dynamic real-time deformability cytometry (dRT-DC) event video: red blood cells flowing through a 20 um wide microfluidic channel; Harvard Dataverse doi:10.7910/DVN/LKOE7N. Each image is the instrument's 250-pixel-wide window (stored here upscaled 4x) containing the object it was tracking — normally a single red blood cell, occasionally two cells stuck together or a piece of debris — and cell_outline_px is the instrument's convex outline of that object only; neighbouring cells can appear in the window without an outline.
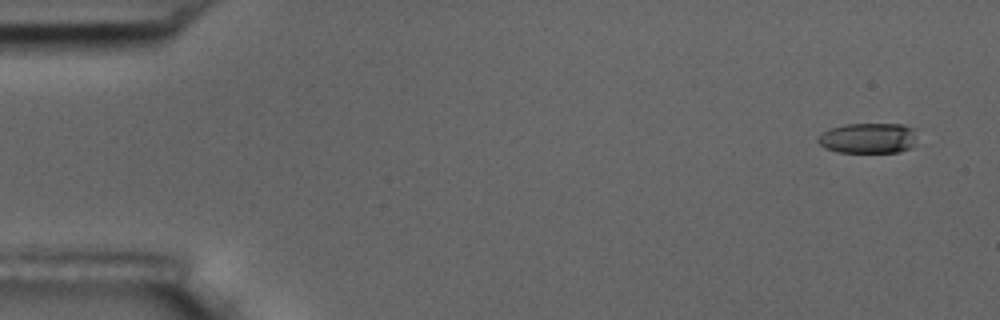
{"species": "common noctule bat (a hibernating species)", "species_latin": "Nyctalus noctula", "temperature_condition": "room temperature", "stored_images_in_passage": 5, "camera_frame_rate_fps": 3000, "um_per_image_px": 0.085, "animal": {"sex": "male", "body_mass_g": 17.5, "forearm_length_mm": 52.3}, "frame": {"image": 1, "passage_image": 1, "time_ms": 0.0, "image_size_px": [1000, 320], "cell_outline_px": [[916, 128], [912, 148], [900, 152], [836, 152], [824, 148], [816, 140], [828, 128], [844, 124], [904, 124]], "centroid_in_image_um": [73.8, 11.74], "position_along_channel_um": 11.2, "area_um2": 17.74}}